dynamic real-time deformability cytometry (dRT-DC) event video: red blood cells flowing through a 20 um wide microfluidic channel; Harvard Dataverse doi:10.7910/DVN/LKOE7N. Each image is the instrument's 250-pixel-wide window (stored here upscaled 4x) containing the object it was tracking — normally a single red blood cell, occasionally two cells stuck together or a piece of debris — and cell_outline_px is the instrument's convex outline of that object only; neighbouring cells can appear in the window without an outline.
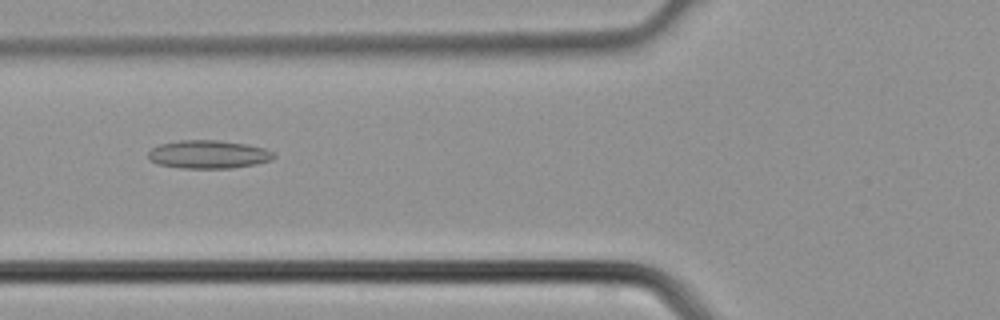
{"species": "common noctule bat (a hibernating species)", "species_latin": "Nyctalus noctula", "temperature_condition": "cold", "stored_images_in_passage": 4, "camera_frame_rate_fps": 3000, "um_per_image_px": 0.085, "animal": {"sex": "male", "body_mass_g": 21.5, "forearm_length_mm": 52.0}, "frame": {"image": 1, "passage_image": 4, "time_ms": 1.0, "image_size_px": [1000, 320], "cell_outline_px": [[276, 156], [272, 160], [256, 164], [232, 168], [180, 168], [160, 164], [152, 160], [148, 156], [148, 152], [152, 148], [160, 144], [180, 140], [220, 140], [248, 144], [264, 148], [276, 152]], "centroid_in_image_um": [17.78, 13.11], "position_along_channel_um": 108.0, "area_um2": 20.75}}